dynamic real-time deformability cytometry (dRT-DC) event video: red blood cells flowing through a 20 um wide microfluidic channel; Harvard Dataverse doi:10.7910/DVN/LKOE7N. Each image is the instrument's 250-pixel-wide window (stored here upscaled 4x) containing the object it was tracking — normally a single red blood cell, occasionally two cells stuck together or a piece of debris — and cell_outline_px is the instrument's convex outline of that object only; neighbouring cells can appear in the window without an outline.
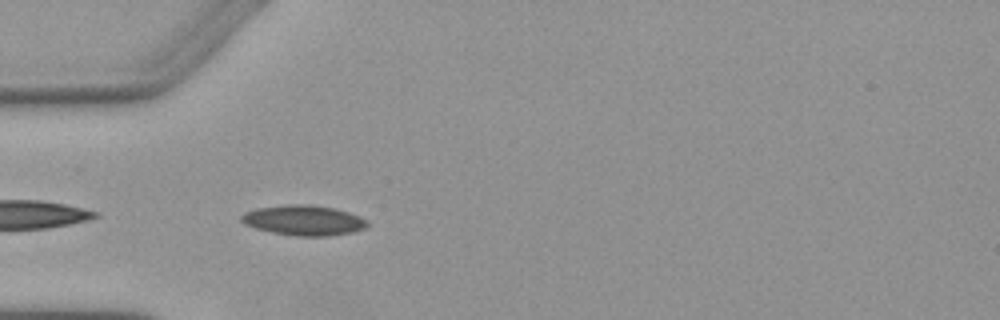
{"species": "Egyptian fruit bat (a non-hibernating species)", "species_latin": "Rousettus aegyptiacus", "temperature_condition": "warm", "stored_images_in_passage": 4, "camera_frame_rate_fps": 3000, "um_per_image_px": 0.085, "animal": {"sex": "female"}, "frame": {"image": 1, "passage_image": 4, "time_ms": 5.0, "image_size_px": [1000, 320], "cell_outline_px": [[368, 224], [364, 228], [352, 232], [328, 236], [296, 236], [272, 232], [256, 228], [244, 224], [240, 220], [240, 216], [244, 212], [256, 208], [288, 204], [308, 204], [336, 208], [360, 216], [368, 220]], "centroid_in_image_um": [25.8, 18.72], "position_along_channel_um": 59.2, "area_um2": 22.25}}